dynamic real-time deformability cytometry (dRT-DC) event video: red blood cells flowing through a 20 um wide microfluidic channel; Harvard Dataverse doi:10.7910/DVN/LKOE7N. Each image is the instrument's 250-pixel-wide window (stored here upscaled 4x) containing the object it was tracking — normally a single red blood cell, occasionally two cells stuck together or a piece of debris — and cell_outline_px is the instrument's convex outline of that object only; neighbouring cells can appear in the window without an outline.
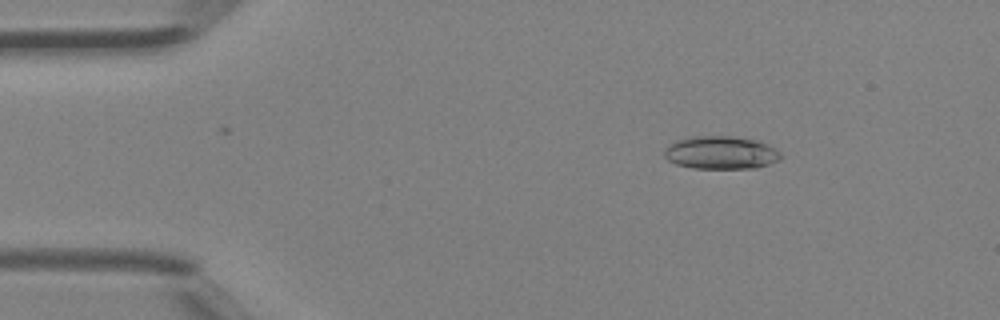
{"species": "Egyptian fruit bat (a non-hibernating species)", "species_latin": "Rousettus aegyptiacus", "temperature_condition": "room temperature", "stored_images_in_passage": 10, "camera_frame_rate_fps": 3000, "um_per_image_px": 0.085, "animal": {"sex": "female"}, "frame": {"image": 1, "passage_image": 2, "time_ms": 0.333, "image_size_px": [1000, 320], "cell_outline_px": [[780, 160], [756, 168], [692, 168], [676, 164], [668, 160], [664, 156], [664, 148], [668, 144], [676, 140], [688, 136], [732, 136], [756, 140], [768, 144], [776, 148], [780, 152]], "centroid_in_image_um": [61.25, 12.96], "position_along_channel_um": 23.8, "area_um2": 22.6}}
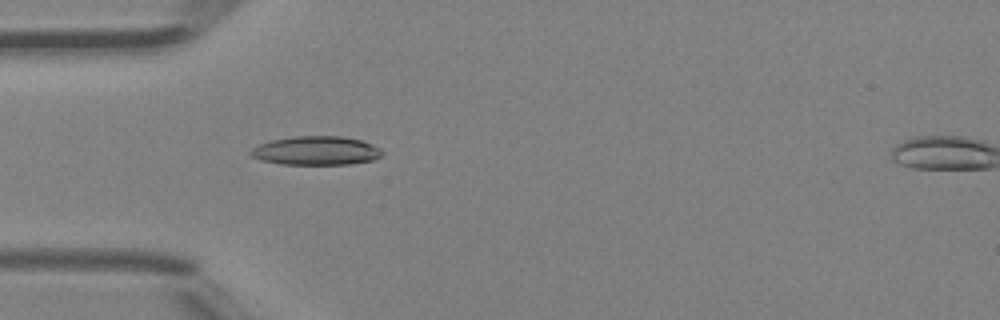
{"frame": {"image": 2, "passage_image": 9, "time_ms": 2.667, "image_size_px": [1000, 320], "cell_outline_px": [[384, 152], [380, 156], [372, 160], [348, 164], [284, 164], [260, 160], [252, 156], [248, 152], [252, 148], [260, 144], [272, 140], [292, 136], [340, 136], [360, 140], [372, 144], [380, 148]], "centroid_in_image_um": [26.86, 12.8], "position_along_channel_um": 58.1, "area_um2": 21.96}}